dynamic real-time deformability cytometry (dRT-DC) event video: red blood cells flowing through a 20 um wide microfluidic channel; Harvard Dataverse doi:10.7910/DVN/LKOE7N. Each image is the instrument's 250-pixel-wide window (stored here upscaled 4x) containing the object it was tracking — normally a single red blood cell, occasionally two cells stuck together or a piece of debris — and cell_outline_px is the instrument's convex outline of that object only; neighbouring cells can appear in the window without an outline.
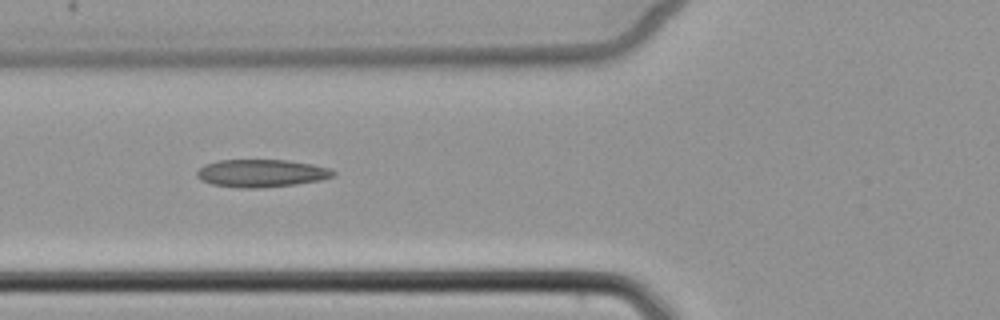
{"species": "common noctule bat (a hibernating species)", "species_latin": "Nyctalus noctula", "temperature_condition": "cold", "stored_images_in_passage": 3, "camera_frame_rate_fps": 3000, "um_per_image_px": 0.085, "animal": {"sex": "female", "body_mass_g": 22.7, "forearm_length_mm": 54.2}, "frame": {"image": 1, "passage_image": 2, "time_ms": 1.0, "image_size_px": [1000, 320], "cell_outline_px": [[336, 176], [320, 180], [296, 184], [256, 188], [236, 188], [212, 184], [200, 180], [196, 176], [196, 172], [204, 164], [220, 160], [288, 160], [312, 164], [328, 168], [336, 172]], "centroid_in_image_um": [22.2, 14.72], "position_along_channel_um": 103.6, "area_um2": 22.08}}
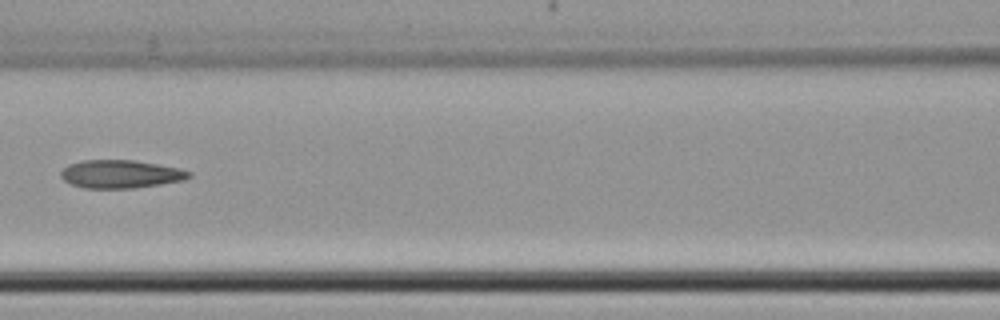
{"frame": {"image": 2, "passage_image": 3, "time_ms": 2.333, "image_size_px": [1000, 320], "cell_outline_px": [[192, 176], [184, 180], [160, 184], [132, 188], [84, 188], [72, 184], [64, 180], [60, 176], [60, 172], [68, 164], [84, 160], [136, 160], [180, 168], [192, 172]], "centroid_in_image_um": [10.27, 14.79], "position_along_channel_um": 156.3, "area_um2": 21.04}}